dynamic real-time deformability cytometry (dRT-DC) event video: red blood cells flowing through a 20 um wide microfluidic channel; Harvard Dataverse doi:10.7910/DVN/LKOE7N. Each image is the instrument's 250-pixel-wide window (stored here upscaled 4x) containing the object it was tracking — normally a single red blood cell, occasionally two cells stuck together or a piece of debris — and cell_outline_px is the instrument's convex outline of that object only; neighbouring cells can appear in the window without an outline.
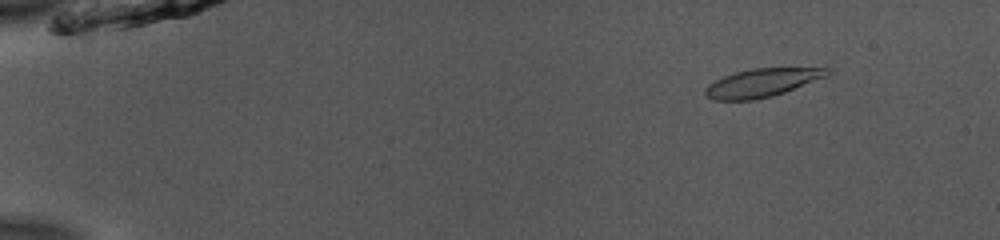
{"species": "common noctule bat (a hibernating species)", "species_latin": "Nyctalus noctula", "temperature_condition": "room temperature", "stored_images_in_passage": 43, "camera_frame_rate_fps": 3000, "um_per_image_px": 0.085, "animal": {"sex": "male", "body_mass_g": 13.0, "forearm_length_mm": 53.1}, "frame": {"image": 1, "passage_image": 7, "time_ms": 2.0, "image_size_px": [1000, 240], "cell_outline_px": [[828, 76], [784, 92], [772, 96], [756, 100], [712, 100], [704, 92], [704, 88], [708, 84], [724, 76], [736, 72], [752, 68], [828, 68]], "centroid_in_image_um": [64.73, 7.04], "position_along_channel_um": 20.3, "area_um2": 19.94}}
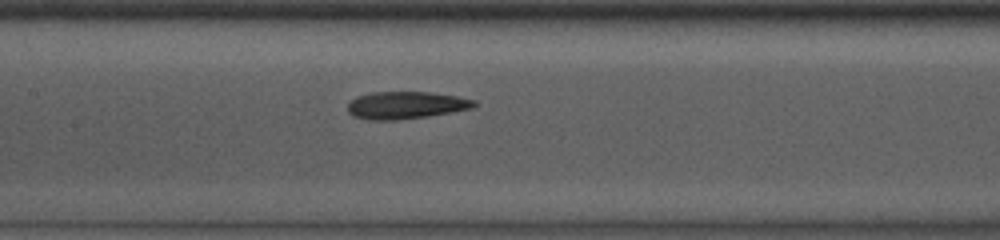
{"frame": {"image": 2, "passage_image": 27, "time_ms": 8.667, "image_size_px": [1000, 240], "cell_outline_px": [[476, 104], [472, 108], [428, 116], [396, 120], [368, 120], [352, 116], [348, 112], [348, 104], [356, 96], [372, 92], [428, 92], [456, 96], [476, 100]], "centroid_in_image_um": [34.46, 8.94], "position_along_channel_um": 172.9, "area_um2": 20.11}}
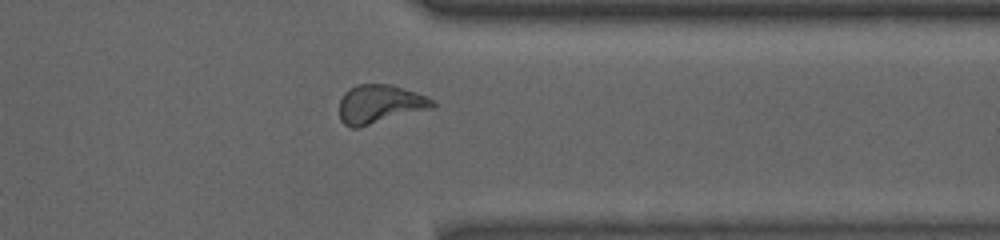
{"frame": {"image": 3, "passage_image": 43, "time_ms": 14.0, "image_size_px": [1000, 240], "cell_outline_px": [[436, 104], [432, 108], [356, 128], [352, 128], [344, 124], [340, 120], [340, 100], [344, 92], [360, 84], [392, 84], [428, 96], [436, 100]], "centroid_in_image_um": [32.31, 8.84], "position_along_channel_um": 379.1, "area_um2": 20.92}, "authors_computed_cell_mechanics": {"area_um2": 20.2878, "velocity_mm_per_s": 3.8981, "shape_relaxation_time_tau1_ms": null, "shape_relaxation_time_tau2_ms": 1.5565, "deformation_change_tau1": null, "deformation_change_tau2": 0.0885}}